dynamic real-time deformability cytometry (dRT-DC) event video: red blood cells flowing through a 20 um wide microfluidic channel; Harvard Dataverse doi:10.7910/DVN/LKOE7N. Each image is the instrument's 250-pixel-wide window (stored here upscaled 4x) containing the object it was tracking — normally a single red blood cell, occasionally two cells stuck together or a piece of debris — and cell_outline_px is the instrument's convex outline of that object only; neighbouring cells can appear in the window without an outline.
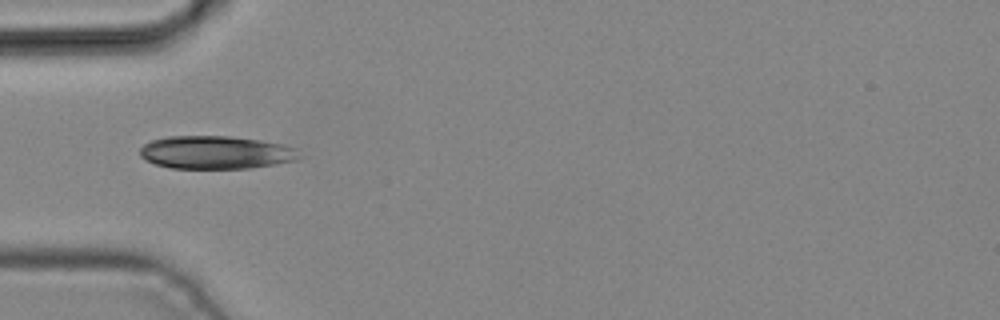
{"species": "common noctule bat (a hibernating species)", "species_latin": "Nyctalus noctula", "temperature_condition": "cold", "stored_images_in_passage": 3, "camera_frame_rate_fps": 3000, "um_per_image_px": 0.085, "animal": {"sex": "male", "body_mass_g": 19.2, "forearm_length_mm": 51.8}, "frame": {"image": 1, "passage_image": 2, "time_ms": 0.333, "image_size_px": [1000, 320], "cell_outline_px": [[300, 156], [296, 160], [276, 164], [248, 168], [172, 168], [156, 164], [144, 160], [140, 156], [140, 148], [144, 144], [152, 140], [168, 136], [228, 136], [260, 140], [284, 144], [296, 148]], "centroid_in_image_um": [18.34, 12.95], "position_along_channel_um": 66.7, "area_um2": 30.69}}
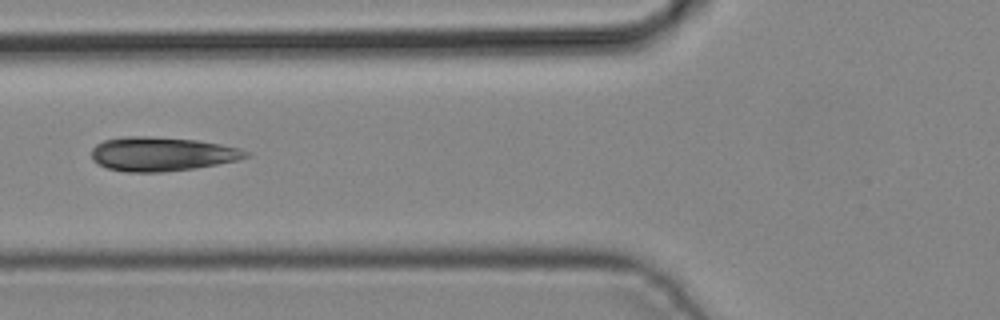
{"frame": {"image": 2, "passage_image": 3, "time_ms": 0.667, "image_size_px": [1000, 320], "cell_outline_px": [[252, 156], [236, 160], [196, 168], [160, 172], [128, 172], [108, 168], [92, 160], [92, 148], [96, 144], [104, 140], [124, 136], [144, 136], [196, 140], [220, 144], [240, 148], [248, 152]], "centroid_in_image_um": [13.75, 13.09], "position_along_channel_um": 112.0, "area_um2": 30.46}}